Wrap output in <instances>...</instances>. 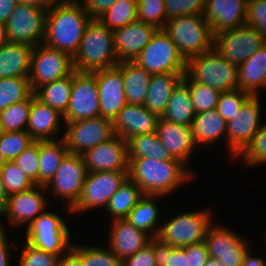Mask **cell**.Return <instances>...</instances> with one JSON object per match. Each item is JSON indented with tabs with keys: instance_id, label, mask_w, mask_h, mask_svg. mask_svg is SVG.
I'll return each instance as SVG.
<instances>
[{
	"instance_id": "obj_1",
	"label": "cell",
	"mask_w": 266,
	"mask_h": 266,
	"mask_svg": "<svg viewBox=\"0 0 266 266\" xmlns=\"http://www.w3.org/2000/svg\"><path fill=\"white\" fill-rule=\"evenodd\" d=\"M91 19L79 2H60L47 8L45 38L42 43L73 57Z\"/></svg>"
},
{
	"instance_id": "obj_2",
	"label": "cell",
	"mask_w": 266,
	"mask_h": 266,
	"mask_svg": "<svg viewBox=\"0 0 266 266\" xmlns=\"http://www.w3.org/2000/svg\"><path fill=\"white\" fill-rule=\"evenodd\" d=\"M128 177L150 196H161L170 193L181 182L191 177L184 169V163L176 158L167 161L153 158H128Z\"/></svg>"
},
{
	"instance_id": "obj_3",
	"label": "cell",
	"mask_w": 266,
	"mask_h": 266,
	"mask_svg": "<svg viewBox=\"0 0 266 266\" xmlns=\"http://www.w3.org/2000/svg\"><path fill=\"white\" fill-rule=\"evenodd\" d=\"M72 61L77 72L116 67L120 62L115 51L113 31L98 19H91L85 27L83 38Z\"/></svg>"
},
{
	"instance_id": "obj_4",
	"label": "cell",
	"mask_w": 266,
	"mask_h": 266,
	"mask_svg": "<svg viewBox=\"0 0 266 266\" xmlns=\"http://www.w3.org/2000/svg\"><path fill=\"white\" fill-rule=\"evenodd\" d=\"M202 16L195 14L172 18L166 21L163 28L186 62L214 49L211 25Z\"/></svg>"
},
{
	"instance_id": "obj_5",
	"label": "cell",
	"mask_w": 266,
	"mask_h": 266,
	"mask_svg": "<svg viewBox=\"0 0 266 266\" xmlns=\"http://www.w3.org/2000/svg\"><path fill=\"white\" fill-rule=\"evenodd\" d=\"M189 79L226 92L238 88V66L230 63L215 49L190 58L186 62Z\"/></svg>"
},
{
	"instance_id": "obj_6",
	"label": "cell",
	"mask_w": 266,
	"mask_h": 266,
	"mask_svg": "<svg viewBox=\"0 0 266 266\" xmlns=\"http://www.w3.org/2000/svg\"><path fill=\"white\" fill-rule=\"evenodd\" d=\"M133 61L151 75L186 72V61L163 29L155 32L149 43Z\"/></svg>"
},
{
	"instance_id": "obj_7",
	"label": "cell",
	"mask_w": 266,
	"mask_h": 266,
	"mask_svg": "<svg viewBox=\"0 0 266 266\" xmlns=\"http://www.w3.org/2000/svg\"><path fill=\"white\" fill-rule=\"evenodd\" d=\"M210 221L209 212L184 213L165 223L150 237H157L172 247L190 246L205 240L208 228L211 226Z\"/></svg>"
},
{
	"instance_id": "obj_8",
	"label": "cell",
	"mask_w": 266,
	"mask_h": 266,
	"mask_svg": "<svg viewBox=\"0 0 266 266\" xmlns=\"http://www.w3.org/2000/svg\"><path fill=\"white\" fill-rule=\"evenodd\" d=\"M47 8L35 4L17 3L5 23L9 42L37 46L45 38Z\"/></svg>"
},
{
	"instance_id": "obj_9",
	"label": "cell",
	"mask_w": 266,
	"mask_h": 266,
	"mask_svg": "<svg viewBox=\"0 0 266 266\" xmlns=\"http://www.w3.org/2000/svg\"><path fill=\"white\" fill-rule=\"evenodd\" d=\"M73 71L72 57L68 53L44 43L33 48L28 76L33 92L39 89L40 85L62 79Z\"/></svg>"
},
{
	"instance_id": "obj_10",
	"label": "cell",
	"mask_w": 266,
	"mask_h": 266,
	"mask_svg": "<svg viewBox=\"0 0 266 266\" xmlns=\"http://www.w3.org/2000/svg\"><path fill=\"white\" fill-rule=\"evenodd\" d=\"M26 241L35 248L61 256L62 250L71 249L70 233L65 222L54 213L44 212L27 228Z\"/></svg>"
},
{
	"instance_id": "obj_11",
	"label": "cell",
	"mask_w": 266,
	"mask_h": 266,
	"mask_svg": "<svg viewBox=\"0 0 266 266\" xmlns=\"http://www.w3.org/2000/svg\"><path fill=\"white\" fill-rule=\"evenodd\" d=\"M66 124L68 129L62 139L71 154L82 155L87 150L116 135L113 120L101 116L66 122Z\"/></svg>"
},
{
	"instance_id": "obj_12",
	"label": "cell",
	"mask_w": 266,
	"mask_h": 266,
	"mask_svg": "<svg viewBox=\"0 0 266 266\" xmlns=\"http://www.w3.org/2000/svg\"><path fill=\"white\" fill-rule=\"evenodd\" d=\"M264 43L265 38L254 27L246 24L214 35V49L238 67Z\"/></svg>"
},
{
	"instance_id": "obj_13",
	"label": "cell",
	"mask_w": 266,
	"mask_h": 266,
	"mask_svg": "<svg viewBox=\"0 0 266 266\" xmlns=\"http://www.w3.org/2000/svg\"><path fill=\"white\" fill-rule=\"evenodd\" d=\"M99 116V92L95 75L74 70L69 106L62 116L64 121L74 122Z\"/></svg>"
},
{
	"instance_id": "obj_14",
	"label": "cell",
	"mask_w": 266,
	"mask_h": 266,
	"mask_svg": "<svg viewBox=\"0 0 266 266\" xmlns=\"http://www.w3.org/2000/svg\"><path fill=\"white\" fill-rule=\"evenodd\" d=\"M128 178V171L87 172L81 195L71 211H84L92 207H107L110 197Z\"/></svg>"
},
{
	"instance_id": "obj_15",
	"label": "cell",
	"mask_w": 266,
	"mask_h": 266,
	"mask_svg": "<svg viewBox=\"0 0 266 266\" xmlns=\"http://www.w3.org/2000/svg\"><path fill=\"white\" fill-rule=\"evenodd\" d=\"M99 92L100 116L114 120L127 104L122 79V61L113 68L92 71Z\"/></svg>"
},
{
	"instance_id": "obj_16",
	"label": "cell",
	"mask_w": 266,
	"mask_h": 266,
	"mask_svg": "<svg viewBox=\"0 0 266 266\" xmlns=\"http://www.w3.org/2000/svg\"><path fill=\"white\" fill-rule=\"evenodd\" d=\"M259 107L257 95H251L240 111L227 122L226 135L233 156L239 155L260 129Z\"/></svg>"
},
{
	"instance_id": "obj_17",
	"label": "cell",
	"mask_w": 266,
	"mask_h": 266,
	"mask_svg": "<svg viewBox=\"0 0 266 266\" xmlns=\"http://www.w3.org/2000/svg\"><path fill=\"white\" fill-rule=\"evenodd\" d=\"M82 157L87 172L129 171L128 143L119 135L87 150Z\"/></svg>"
},
{
	"instance_id": "obj_18",
	"label": "cell",
	"mask_w": 266,
	"mask_h": 266,
	"mask_svg": "<svg viewBox=\"0 0 266 266\" xmlns=\"http://www.w3.org/2000/svg\"><path fill=\"white\" fill-rule=\"evenodd\" d=\"M86 175L87 169L82 155L68 153L45 187L52 184L55 194L68 199L71 209L81 195Z\"/></svg>"
},
{
	"instance_id": "obj_19",
	"label": "cell",
	"mask_w": 266,
	"mask_h": 266,
	"mask_svg": "<svg viewBox=\"0 0 266 266\" xmlns=\"http://www.w3.org/2000/svg\"><path fill=\"white\" fill-rule=\"evenodd\" d=\"M209 257L219 260L225 266H242L248 248L245 242L225 228H208L204 240Z\"/></svg>"
},
{
	"instance_id": "obj_20",
	"label": "cell",
	"mask_w": 266,
	"mask_h": 266,
	"mask_svg": "<svg viewBox=\"0 0 266 266\" xmlns=\"http://www.w3.org/2000/svg\"><path fill=\"white\" fill-rule=\"evenodd\" d=\"M248 0H206L203 12L214 35L246 24Z\"/></svg>"
},
{
	"instance_id": "obj_21",
	"label": "cell",
	"mask_w": 266,
	"mask_h": 266,
	"mask_svg": "<svg viewBox=\"0 0 266 266\" xmlns=\"http://www.w3.org/2000/svg\"><path fill=\"white\" fill-rule=\"evenodd\" d=\"M160 117L144 105L126 104L113 120L116 135L128 141L134 136L157 132Z\"/></svg>"
},
{
	"instance_id": "obj_22",
	"label": "cell",
	"mask_w": 266,
	"mask_h": 266,
	"mask_svg": "<svg viewBox=\"0 0 266 266\" xmlns=\"http://www.w3.org/2000/svg\"><path fill=\"white\" fill-rule=\"evenodd\" d=\"M158 29L136 20L113 31L114 46L121 61H133L149 43Z\"/></svg>"
},
{
	"instance_id": "obj_23",
	"label": "cell",
	"mask_w": 266,
	"mask_h": 266,
	"mask_svg": "<svg viewBox=\"0 0 266 266\" xmlns=\"http://www.w3.org/2000/svg\"><path fill=\"white\" fill-rule=\"evenodd\" d=\"M35 188L45 189V186L35 185L30 189L8 196L4 210L0 214H7L13 224L35 220L46 206L45 197ZM38 214V216H37Z\"/></svg>"
},
{
	"instance_id": "obj_24",
	"label": "cell",
	"mask_w": 266,
	"mask_h": 266,
	"mask_svg": "<svg viewBox=\"0 0 266 266\" xmlns=\"http://www.w3.org/2000/svg\"><path fill=\"white\" fill-rule=\"evenodd\" d=\"M157 134L173 158L183 163L188 159L195 145L191 126L170 122L160 117Z\"/></svg>"
},
{
	"instance_id": "obj_25",
	"label": "cell",
	"mask_w": 266,
	"mask_h": 266,
	"mask_svg": "<svg viewBox=\"0 0 266 266\" xmlns=\"http://www.w3.org/2000/svg\"><path fill=\"white\" fill-rule=\"evenodd\" d=\"M112 225L110 249L121 261L134 255L151 240L145 232L135 228L126 219L113 220Z\"/></svg>"
},
{
	"instance_id": "obj_26",
	"label": "cell",
	"mask_w": 266,
	"mask_h": 266,
	"mask_svg": "<svg viewBox=\"0 0 266 266\" xmlns=\"http://www.w3.org/2000/svg\"><path fill=\"white\" fill-rule=\"evenodd\" d=\"M57 110L32 95V105L26 131L34 141H52L49 135L56 134L59 127Z\"/></svg>"
},
{
	"instance_id": "obj_27",
	"label": "cell",
	"mask_w": 266,
	"mask_h": 266,
	"mask_svg": "<svg viewBox=\"0 0 266 266\" xmlns=\"http://www.w3.org/2000/svg\"><path fill=\"white\" fill-rule=\"evenodd\" d=\"M185 73H162L150 78L144 106L162 117L167 109L169 98L175 87L183 80Z\"/></svg>"
},
{
	"instance_id": "obj_28",
	"label": "cell",
	"mask_w": 266,
	"mask_h": 266,
	"mask_svg": "<svg viewBox=\"0 0 266 266\" xmlns=\"http://www.w3.org/2000/svg\"><path fill=\"white\" fill-rule=\"evenodd\" d=\"M33 47L7 42L0 46V79L28 78Z\"/></svg>"
},
{
	"instance_id": "obj_29",
	"label": "cell",
	"mask_w": 266,
	"mask_h": 266,
	"mask_svg": "<svg viewBox=\"0 0 266 266\" xmlns=\"http://www.w3.org/2000/svg\"><path fill=\"white\" fill-rule=\"evenodd\" d=\"M266 77V43L238 67V89L257 95Z\"/></svg>"
},
{
	"instance_id": "obj_30",
	"label": "cell",
	"mask_w": 266,
	"mask_h": 266,
	"mask_svg": "<svg viewBox=\"0 0 266 266\" xmlns=\"http://www.w3.org/2000/svg\"><path fill=\"white\" fill-rule=\"evenodd\" d=\"M151 76L134 61H122V79L128 104L144 105Z\"/></svg>"
},
{
	"instance_id": "obj_31",
	"label": "cell",
	"mask_w": 266,
	"mask_h": 266,
	"mask_svg": "<svg viewBox=\"0 0 266 266\" xmlns=\"http://www.w3.org/2000/svg\"><path fill=\"white\" fill-rule=\"evenodd\" d=\"M227 122L216 109L197 113L191 124L192 137L196 143H213L226 131Z\"/></svg>"
},
{
	"instance_id": "obj_32",
	"label": "cell",
	"mask_w": 266,
	"mask_h": 266,
	"mask_svg": "<svg viewBox=\"0 0 266 266\" xmlns=\"http://www.w3.org/2000/svg\"><path fill=\"white\" fill-rule=\"evenodd\" d=\"M195 115L189 88L181 81L173 90L162 118L177 124L191 126Z\"/></svg>"
},
{
	"instance_id": "obj_33",
	"label": "cell",
	"mask_w": 266,
	"mask_h": 266,
	"mask_svg": "<svg viewBox=\"0 0 266 266\" xmlns=\"http://www.w3.org/2000/svg\"><path fill=\"white\" fill-rule=\"evenodd\" d=\"M68 153L63 139L61 142L39 141V186H46L51 181Z\"/></svg>"
},
{
	"instance_id": "obj_34",
	"label": "cell",
	"mask_w": 266,
	"mask_h": 266,
	"mask_svg": "<svg viewBox=\"0 0 266 266\" xmlns=\"http://www.w3.org/2000/svg\"><path fill=\"white\" fill-rule=\"evenodd\" d=\"M73 72L59 80L44 84L34 94L43 103L57 110L62 116L66 113L71 96Z\"/></svg>"
},
{
	"instance_id": "obj_35",
	"label": "cell",
	"mask_w": 266,
	"mask_h": 266,
	"mask_svg": "<svg viewBox=\"0 0 266 266\" xmlns=\"http://www.w3.org/2000/svg\"><path fill=\"white\" fill-rule=\"evenodd\" d=\"M127 143L128 158H153L159 161L173 159L161 142L157 132L134 136Z\"/></svg>"
},
{
	"instance_id": "obj_36",
	"label": "cell",
	"mask_w": 266,
	"mask_h": 266,
	"mask_svg": "<svg viewBox=\"0 0 266 266\" xmlns=\"http://www.w3.org/2000/svg\"><path fill=\"white\" fill-rule=\"evenodd\" d=\"M143 196L141 189L128 177L110 197L106 209L112 216L114 215V220L126 219Z\"/></svg>"
},
{
	"instance_id": "obj_37",
	"label": "cell",
	"mask_w": 266,
	"mask_h": 266,
	"mask_svg": "<svg viewBox=\"0 0 266 266\" xmlns=\"http://www.w3.org/2000/svg\"><path fill=\"white\" fill-rule=\"evenodd\" d=\"M34 94L29 78H1L0 79V111L22 102Z\"/></svg>"
},
{
	"instance_id": "obj_38",
	"label": "cell",
	"mask_w": 266,
	"mask_h": 266,
	"mask_svg": "<svg viewBox=\"0 0 266 266\" xmlns=\"http://www.w3.org/2000/svg\"><path fill=\"white\" fill-rule=\"evenodd\" d=\"M137 4L130 0H117L97 19L111 31L137 20Z\"/></svg>"
},
{
	"instance_id": "obj_39",
	"label": "cell",
	"mask_w": 266,
	"mask_h": 266,
	"mask_svg": "<svg viewBox=\"0 0 266 266\" xmlns=\"http://www.w3.org/2000/svg\"><path fill=\"white\" fill-rule=\"evenodd\" d=\"M153 197L155 198L158 196L144 195L129 212V215L126 218L131 225L146 234H148L147 231L155 228L158 219L157 206L153 200H151Z\"/></svg>"
},
{
	"instance_id": "obj_40",
	"label": "cell",
	"mask_w": 266,
	"mask_h": 266,
	"mask_svg": "<svg viewBox=\"0 0 266 266\" xmlns=\"http://www.w3.org/2000/svg\"><path fill=\"white\" fill-rule=\"evenodd\" d=\"M32 105V96L22 102L15 103L0 111V125L5 132L26 131L24 125L28 124V118Z\"/></svg>"
},
{
	"instance_id": "obj_41",
	"label": "cell",
	"mask_w": 266,
	"mask_h": 266,
	"mask_svg": "<svg viewBox=\"0 0 266 266\" xmlns=\"http://www.w3.org/2000/svg\"><path fill=\"white\" fill-rule=\"evenodd\" d=\"M189 88L195 113H202L216 109L221 92L207 85L189 81V76L184 74L182 80Z\"/></svg>"
},
{
	"instance_id": "obj_42",
	"label": "cell",
	"mask_w": 266,
	"mask_h": 266,
	"mask_svg": "<svg viewBox=\"0 0 266 266\" xmlns=\"http://www.w3.org/2000/svg\"><path fill=\"white\" fill-rule=\"evenodd\" d=\"M0 176L8 196L26 191L35 184L14 162L6 161L0 169Z\"/></svg>"
},
{
	"instance_id": "obj_43",
	"label": "cell",
	"mask_w": 266,
	"mask_h": 266,
	"mask_svg": "<svg viewBox=\"0 0 266 266\" xmlns=\"http://www.w3.org/2000/svg\"><path fill=\"white\" fill-rule=\"evenodd\" d=\"M71 250L80 258L82 266H122V261L110 249L72 245Z\"/></svg>"
},
{
	"instance_id": "obj_44",
	"label": "cell",
	"mask_w": 266,
	"mask_h": 266,
	"mask_svg": "<svg viewBox=\"0 0 266 266\" xmlns=\"http://www.w3.org/2000/svg\"><path fill=\"white\" fill-rule=\"evenodd\" d=\"M154 248L157 266H188V257L183 248L172 247L157 237L149 242Z\"/></svg>"
},
{
	"instance_id": "obj_45",
	"label": "cell",
	"mask_w": 266,
	"mask_h": 266,
	"mask_svg": "<svg viewBox=\"0 0 266 266\" xmlns=\"http://www.w3.org/2000/svg\"><path fill=\"white\" fill-rule=\"evenodd\" d=\"M33 142L34 140L27 131H3L0 138V150L5 161H13Z\"/></svg>"
},
{
	"instance_id": "obj_46",
	"label": "cell",
	"mask_w": 266,
	"mask_h": 266,
	"mask_svg": "<svg viewBox=\"0 0 266 266\" xmlns=\"http://www.w3.org/2000/svg\"><path fill=\"white\" fill-rule=\"evenodd\" d=\"M137 9V20L157 29L164 28L167 21L165 0H139Z\"/></svg>"
},
{
	"instance_id": "obj_47",
	"label": "cell",
	"mask_w": 266,
	"mask_h": 266,
	"mask_svg": "<svg viewBox=\"0 0 266 266\" xmlns=\"http://www.w3.org/2000/svg\"><path fill=\"white\" fill-rule=\"evenodd\" d=\"M250 96V93L238 88L231 91L221 92L216 110L225 121L228 122L240 111L242 105Z\"/></svg>"
},
{
	"instance_id": "obj_48",
	"label": "cell",
	"mask_w": 266,
	"mask_h": 266,
	"mask_svg": "<svg viewBox=\"0 0 266 266\" xmlns=\"http://www.w3.org/2000/svg\"><path fill=\"white\" fill-rule=\"evenodd\" d=\"M12 162L24 171L35 185H39V141H34L30 144Z\"/></svg>"
},
{
	"instance_id": "obj_49",
	"label": "cell",
	"mask_w": 266,
	"mask_h": 266,
	"mask_svg": "<svg viewBox=\"0 0 266 266\" xmlns=\"http://www.w3.org/2000/svg\"><path fill=\"white\" fill-rule=\"evenodd\" d=\"M206 0H165L166 18L203 14Z\"/></svg>"
},
{
	"instance_id": "obj_50",
	"label": "cell",
	"mask_w": 266,
	"mask_h": 266,
	"mask_svg": "<svg viewBox=\"0 0 266 266\" xmlns=\"http://www.w3.org/2000/svg\"><path fill=\"white\" fill-rule=\"evenodd\" d=\"M240 154H243L245 162L250 165L266 162V125L260 127Z\"/></svg>"
},
{
	"instance_id": "obj_51",
	"label": "cell",
	"mask_w": 266,
	"mask_h": 266,
	"mask_svg": "<svg viewBox=\"0 0 266 266\" xmlns=\"http://www.w3.org/2000/svg\"><path fill=\"white\" fill-rule=\"evenodd\" d=\"M25 247L22 251L20 266H56L59 256L35 248L27 241Z\"/></svg>"
},
{
	"instance_id": "obj_52",
	"label": "cell",
	"mask_w": 266,
	"mask_h": 266,
	"mask_svg": "<svg viewBox=\"0 0 266 266\" xmlns=\"http://www.w3.org/2000/svg\"><path fill=\"white\" fill-rule=\"evenodd\" d=\"M246 25L254 27L266 40V0H248Z\"/></svg>"
},
{
	"instance_id": "obj_53",
	"label": "cell",
	"mask_w": 266,
	"mask_h": 266,
	"mask_svg": "<svg viewBox=\"0 0 266 266\" xmlns=\"http://www.w3.org/2000/svg\"><path fill=\"white\" fill-rule=\"evenodd\" d=\"M122 266H157L154 257V248L148 243L134 255L125 258Z\"/></svg>"
},
{
	"instance_id": "obj_54",
	"label": "cell",
	"mask_w": 266,
	"mask_h": 266,
	"mask_svg": "<svg viewBox=\"0 0 266 266\" xmlns=\"http://www.w3.org/2000/svg\"><path fill=\"white\" fill-rule=\"evenodd\" d=\"M188 257V266H204L209 258L205 242L182 247Z\"/></svg>"
},
{
	"instance_id": "obj_55",
	"label": "cell",
	"mask_w": 266,
	"mask_h": 266,
	"mask_svg": "<svg viewBox=\"0 0 266 266\" xmlns=\"http://www.w3.org/2000/svg\"><path fill=\"white\" fill-rule=\"evenodd\" d=\"M117 0H84V8L92 19H97Z\"/></svg>"
},
{
	"instance_id": "obj_56",
	"label": "cell",
	"mask_w": 266,
	"mask_h": 266,
	"mask_svg": "<svg viewBox=\"0 0 266 266\" xmlns=\"http://www.w3.org/2000/svg\"><path fill=\"white\" fill-rule=\"evenodd\" d=\"M17 2L15 0H0V22L6 23L14 10Z\"/></svg>"
},
{
	"instance_id": "obj_57",
	"label": "cell",
	"mask_w": 266,
	"mask_h": 266,
	"mask_svg": "<svg viewBox=\"0 0 266 266\" xmlns=\"http://www.w3.org/2000/svg\"><path fill=\"white\" fill-rule=\"evenodd\" d=\"M56 266H82L80 258L70 249L68 255L58 258Z\"/></svg>"
},
{
	"instance_id": "obj_58",
	"label": "cell",
	"mask_w": 266,
	"mask_h": 266,
	"mask_svg": "<svg viewBox=\"0 0 266 266\" xmlns=\"http://www.w3.org/2000/svg\"><path fill=\"white\" fill-rule=\"evenodd\" d=\"M7 239L5 235V231L3 230L0 233V266H9V258L8 250H7Z\"/></svg>"
},
{
	"instance_id": "obj_59",
	"label": "cell",
	"mask_w": 266,
	"mask_h": 266,
	"mask_svg": "<svg viewBox=\"0 0 266 266\" xmlns=\"http://www.w3.org/2000/svg\"><path fill=\"white\" fill-rule=\"evenodd\" d=\"M17 3L20 4H35V5H41L45 8L53 7L54 5H57L60 2H78L76 0H15Z\"/></svg>"
},
{
	"instance_id": "obj_60",
	"label": "cell",
	"mask_w": 266,
	"mask_h": 266,
	"mask_svg": "<svg viewBox=\"0 0 266 266\" xmlns=\"http://www.w3.org/2000/svg\"><path fill=\"white\" fill-rule=\"evenodd\" d=\"M242 266H266L261 258H252L249 254V251L245 253Z\"/></svg>"
},
{
	"instance_id": "obj_61",
	"label": "cell",
	"mask_w": 266,
	"mask_h": 266,
	"mask_svg": "<svg viewBox=\"0 0 266 266\" xmlns=\"http://www.w3.org/2000/svg\"><path fill=\"white\" fill-rule=\"evenodd\" d=\"M8 194L6 193L4 184L0 176V213L4 210L7 203Z\"/></svg>"
},
{
	"instance_id": "obj_62",
	"label": "cell",
	"mask_w": 266,
	"mask_h": 266,
	"mask_svg": "<svg viewBox=\"0 0 266 266\" xmlns=\"http://www.w3.org/2000/svg\"><path fill=\"white\" fill-rule=\"evenodd\" d=\"M7 42H9V40L6 33V26L4 23L0 22V46Z\"/></svg>"
},
{
	"instance_id": "obj_63",
	"label": "cell",
	"mask_w": 266,
	"mask_h": 266,
	"mask_svg": "<svg viewBox=\"0 0 266 266\" xmlns=\"http://www.w3.org/2000/svg\"><path fill=\"white\" fill-rule=\"evenodd\" d=\"M204 266H225V264H223L219 260H216L215 258L209 257Z\"/></svg>"
},
{
	"instance_id": "obj_64",
	"label": "cell",
	"mask_w": 266,
	"mask_h": 266,
	"mask_svg": "<svg viewBox=\"0 0 266 266\" xmlns=\"http://www.w3.org/2000/svg\"><path fill=\"white\" fill-rule=\"evenodd\" d=\"M5 162H6V161H5V159H4V157H3V154H2V152H1V150H0V169H1V167L4 165Z\"/></svg>"
},
{
	"instance_id": "obj_65",
	"label": "cell",
	"mask_w": 266,
	"mask_h": 266,
	"mask_svg": "<svg viewBox=\"0 0 266 266\" xmlns=\"http://www.w3.org/2000/svg\"><path fill=\"white\" fill-rule=\"evenodd\" d=\"M2 133H3V130H2V127L0 125V138H1Z\"/></svg>"
},
{
	"instance_id": "obj_66",
	"label": "cell",
	"mask_w": 266,
	"mask_h": 266,
	"mask_svg": "<svg viewBox=\"0 0 266 266\" xmlns=\"http://www.w3.org/2000/svg\"><path fill=\"white\" fill-rule=\"evenodd\" d=\"M130 1H132V2H134L136 4H138V2H139V0H130Z\"/></svg>"
},
{
	"instance_id": "obj_67",
	"label": "cell",
	"mask_w": 266,
	"mask_h": 266,
	"mask_svg": "<svg viewBox=\"0 0 266 266\" xmlns=\"http://www.w3.org/2000/svg\"><path fill=\"white\" fill-rule=\"evenodd\" d=\"M263 86L266 87V77H265V80H264Z\"/></svg>"
},
{
	"instance_id": "obj_68",
	"label": "cell",
	"mask_w": 266,
	"mask_h": 266,
	"mask_svg": "<svg viewBox=\"0 0 266 266\" xmlns=\"http://www.w3.org/2000/svg\"><path fill=\"white\" fill-rule=\"evenodd\" d=\"M3 231V228H2V226H0V233Z\"/></svg>"
}]
</instances>
